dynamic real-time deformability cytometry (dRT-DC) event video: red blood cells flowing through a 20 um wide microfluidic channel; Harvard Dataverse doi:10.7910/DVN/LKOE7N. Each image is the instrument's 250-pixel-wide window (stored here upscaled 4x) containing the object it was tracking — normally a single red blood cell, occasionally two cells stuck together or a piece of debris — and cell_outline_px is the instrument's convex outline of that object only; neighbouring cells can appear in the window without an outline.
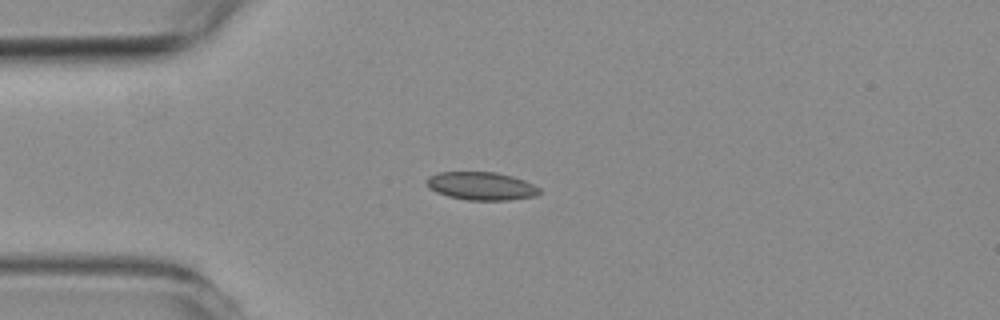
{"species": "common noctule bat (a hibernating species)", "species_latin": "Nyctalus noctula", "temperature_condition": "room temperature", "stored_images_in_passage": 1, "camera_frame_rate_fps": 3000, "um_per_image_px": 0.085, "animal": {"sex": "female", "body_mass_g": 19.3, "forearm_length_mm": 54.1}, "frame": {"image": 1, "passage_image": 1, "time_ms": 0.0, "image_size_px": [1000, 320], "cell_outline_px": [[540, 192], [536, 196], [508, 200], [468, 200], [448, 196], [436, 192], [428, 188], [424, 180], [428, 176], [440, 172], [496, 172], [512, 176], [524, 180], [540, 188]], "centroid_in_image_um": [40.88, 15.81], "position_along_channel_um": 44.1, "area_um2": 18.55}}